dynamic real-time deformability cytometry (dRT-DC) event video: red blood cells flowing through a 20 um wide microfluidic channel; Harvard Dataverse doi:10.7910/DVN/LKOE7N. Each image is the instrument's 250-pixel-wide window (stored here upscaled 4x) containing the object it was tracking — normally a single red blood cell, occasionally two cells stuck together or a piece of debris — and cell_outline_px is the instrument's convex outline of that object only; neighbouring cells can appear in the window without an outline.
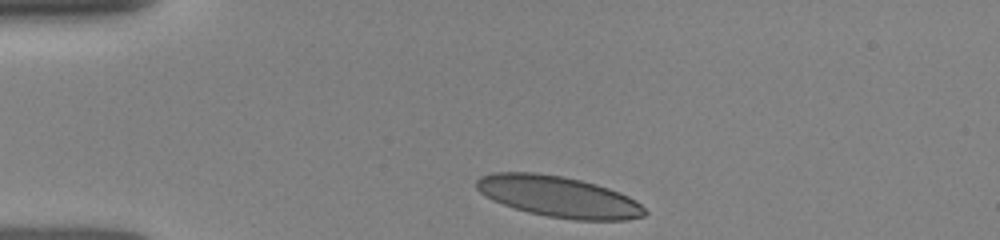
{"species": "human", "species_latin": "Homo sapiens", "temperature_condition": "room temperature", "stored_images_in_passage": 14, "camera_frame_rate_fps": 3000, "um_per_image_px": 0.085, "donor": {"sex": "female"}, "frame": {"image": 1, "passage_image": 1, "time_ms": 0.0, "image_size_px": [1000, 240], "cell_outline_px": [[648, 212], [644, 216], [628, 220], [576, 220], [548, 216], [528, 212], [492, 200], [480, 192], [476, 188], [476, 180], [480, 176], [492, 172], [536, 172], [564, 176], [596, 184], [620, 192], [636, 200]], "centroid_in_image_um": [47.48, 16.7], "position_along_channel_um": 37.5, "area_um2": 40.29}}
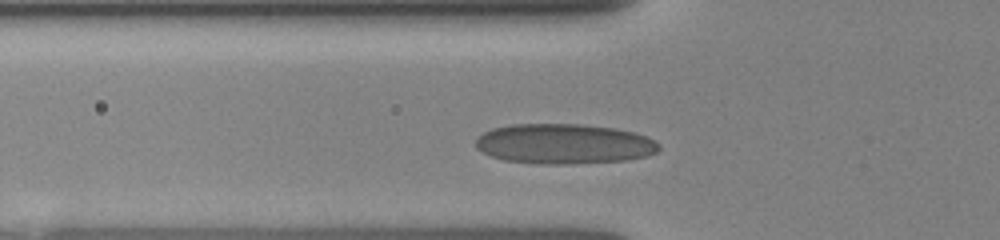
{"frame": {"image": 2, "passage_image": 9, "time_ms": 2.0, "image_size_px": [1000, 240], "cell_outline_px": [[660, 148], [656, 152], [648, 156], [628, 160], [564, 164], [540, 164], [504, 160], [492, 156], [476, 148], [476, 140], [484, 132], [492, 128], [512, 124], [580, 124], [616, 128], [632, 132], [644, 136], [660, 144]], "centroid_in_image_um": [47.95, 12.23], "position_along_channel_um": 77.9, "area_um2": 42.71}}